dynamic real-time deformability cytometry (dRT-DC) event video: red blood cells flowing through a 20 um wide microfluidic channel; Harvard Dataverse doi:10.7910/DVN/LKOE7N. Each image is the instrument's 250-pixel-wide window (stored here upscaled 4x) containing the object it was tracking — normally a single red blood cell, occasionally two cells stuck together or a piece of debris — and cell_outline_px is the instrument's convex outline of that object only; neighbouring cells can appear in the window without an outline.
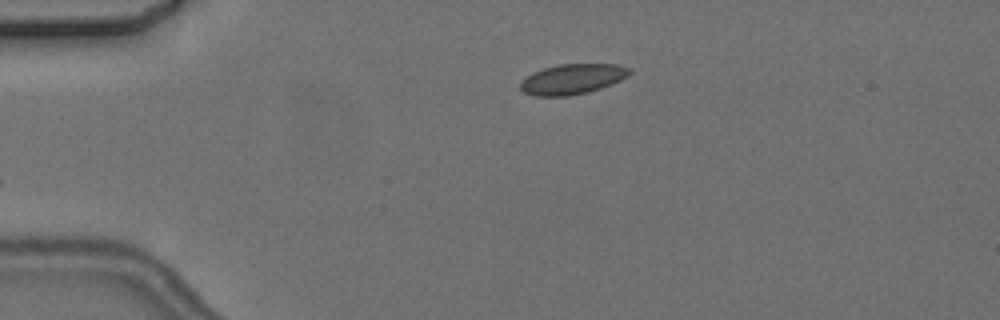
{"species": "common noctule bat (a hibernating species)", "species_latin": "Nyctalus noctula", "temperature_condition": "cold", "stored_images_in_passage": 2, "camera_frame_rate_fps": 3000, "um_per_image_px": 0.085, "animal": {"sex": "female", "body_mass_g": 24.6, "forearm_length_mm": 56.2}, "frame": {"image": 1, "passage_image": 1, "time_ms": 0.0, "image_size_px": [1000, 320], "cell_outline_px": [[632, 72], [628, 76], [620, 80], [600, 88], [588, 92], [568, 96], [536, 96], [524, 92], [520, 88], [520, 84], [532, 72], [544, 68], [560, 64], [616, 64], [632, 68]], "centroid_in_image_um": [48.68, 6.71], "position_along_channel_um": 36.3, "area_um2": 19.13}}